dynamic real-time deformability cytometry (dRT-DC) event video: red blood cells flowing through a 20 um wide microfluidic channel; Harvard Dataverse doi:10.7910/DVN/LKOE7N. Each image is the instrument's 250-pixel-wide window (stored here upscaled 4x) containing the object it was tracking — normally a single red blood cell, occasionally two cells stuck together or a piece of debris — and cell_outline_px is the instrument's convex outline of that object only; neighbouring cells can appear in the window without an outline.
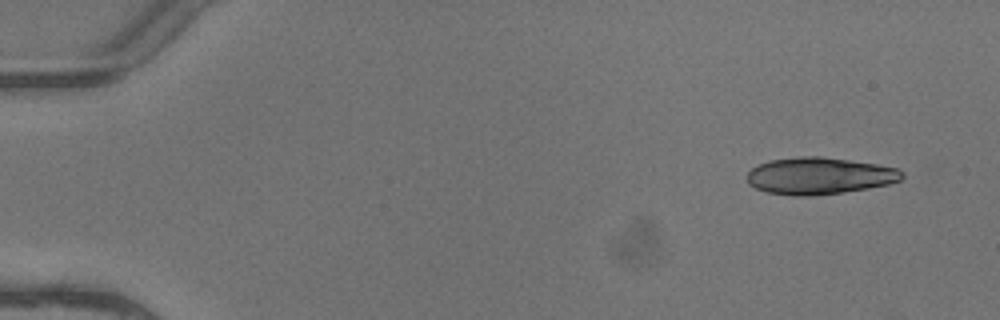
{"species": "common noctule bat (a hibernating species)", "species_latin": "Nyctalus noctula", "temperature_condition": "warm", "stored_images_in_passage": 5, "camera_frame_rate_fps": 3000, "um_per_image_px": 0.085, "animal": {"sex": "female"}, "frame": {"image": 1, "passage_image": 1, "time_ms": 0.0, "image_size_px": [1000, 320], "cell_outline_px": [[904, 176], [900, 180], [888, 184], [868, 188], [844, 192], [812, 196], [792, 196], [768, 192], [756, 188], [748, 184], [748, 172], [752, 168], [760, 164], [772, 160], [800, 156], [820, 156], [876, 164], [900, 168], [904, 172]], "centroid_in_image_um": [69.67, 14.95], "position_along_channel_um": 15.3, "area_um2": 33.29}}